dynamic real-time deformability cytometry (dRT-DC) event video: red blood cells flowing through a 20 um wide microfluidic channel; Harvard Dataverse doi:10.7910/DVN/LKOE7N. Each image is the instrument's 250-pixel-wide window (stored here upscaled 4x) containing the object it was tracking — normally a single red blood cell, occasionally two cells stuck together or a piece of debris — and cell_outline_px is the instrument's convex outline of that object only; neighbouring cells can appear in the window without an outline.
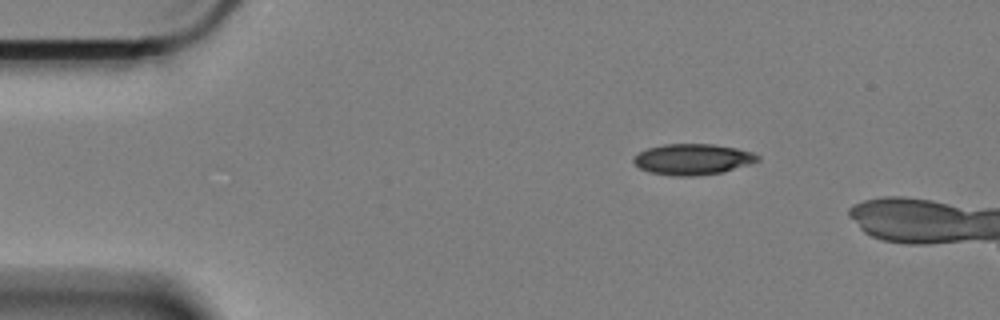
{"species": "Egyptian fruit bat (a non-hibernating species)", "species_latin": "Rousettus aegyptiacus", "temperature_condition": "cold", "stored_images_in_passage": 45, "camera_frame_rate_fps": 3000, "um_per_image_px": 0.085, "animal": {"sex": "female"}, "frame": {"image": 1, "passage_image": 1, "time_ms": 0.0, "image_size_px": [1000, 320], "cell_outline_px": [[760, 160], [748, 164], [720, 172], [692, 176], [672, 176], [648, 172], [640, 168], [632, 160], [632, 156], [648, 148], [664, 144], [716, 144], [736, 148], [752, 152], [760, 156]], "centroid_in_image_um": [58.84, 13.53], "position_along_channel_um": 26.2, "area_um2": 22.25}}
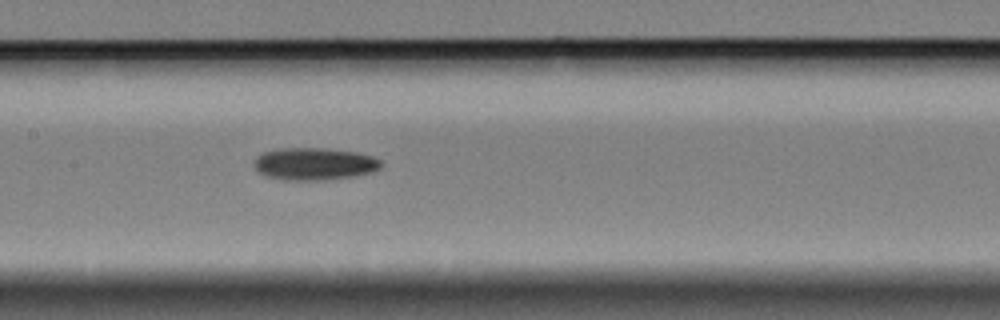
{"frame": {"image": 2, "passage_image": 20, "time_ms": 6.333, "image_size_px": [1000, 320], "cell_outline_px": [[384, 164], [380, 168], [372, 172], [352, 176], [324, 180], [288, 180], [268, 176], [260, 172], [252, 164], [264, 152], [280, 148], [324, 148], [356, 152], [372, 156], [380, 160]], "centroid_in_image_um": [26.76, 13.92], "position_along_channel_um": 180.6, "area_um2": 23.7}}
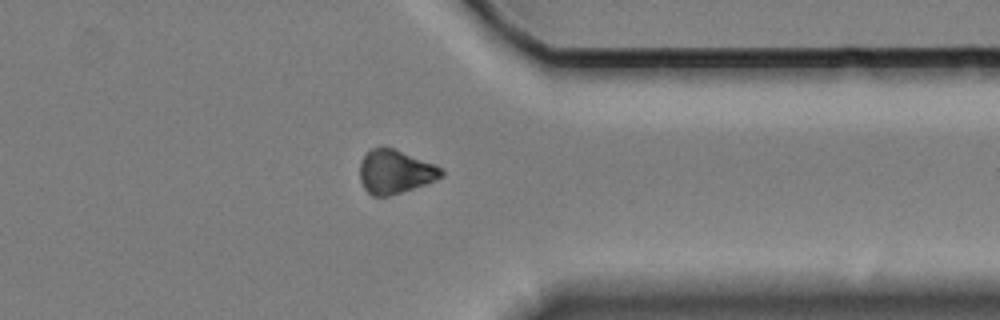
{"frame": {"image": 3, "passage_image": 38, "time_ms": 12.333, "image_size_px": [1000, 320], "cell_outline_px": [[444, 176], [424, 184], [388, 196], [372, 196], [364, 188], [360, 180], [360, 160], [372, 148], [392, 148], [436, 164], [444, 172]], "centroid_in_image_um": [33.58, 14.6], "position_along_channel_um": 377.8, "area_um2": 20.46}}